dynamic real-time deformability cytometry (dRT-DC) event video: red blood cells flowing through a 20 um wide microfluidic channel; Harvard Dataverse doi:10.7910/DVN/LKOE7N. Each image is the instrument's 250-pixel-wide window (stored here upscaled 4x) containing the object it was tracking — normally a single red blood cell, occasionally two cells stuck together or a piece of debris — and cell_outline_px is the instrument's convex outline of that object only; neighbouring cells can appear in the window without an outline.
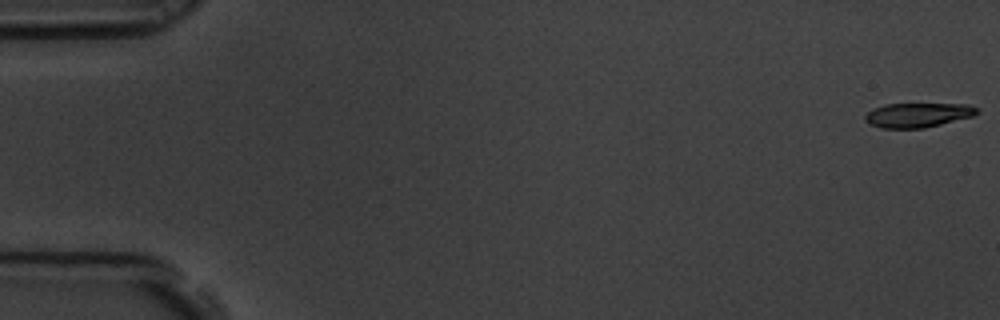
{"species": "common noctule bat (a hibernating species)", "species_latin": "Nyctalus noctula", "temperature_condition": "room temperature", "stored_images_in_passage": 59, "camera_frame_rate_fps": 3000, "um_per_image_px": 0.085, "animal": {"sex": "male", "body_mass_g": 19.5, "forearm_length_mm": 54.6}, "frame": {"image": 1, "passage_image": 1, "time_ms": 0.0, "image_size_px": [1000, 320], "cell_outline_px": [[980, 112], [972, 116], [924, 128], [880, 128], [868, 124], [864, 120], [864, 116], [872, 108], [884, 104], [968, 104], [980, 108]], "centroid_in_image_um": [77.99, 9.77], "position_along_channel_um": 7.0, "area_um2": 16.07}}
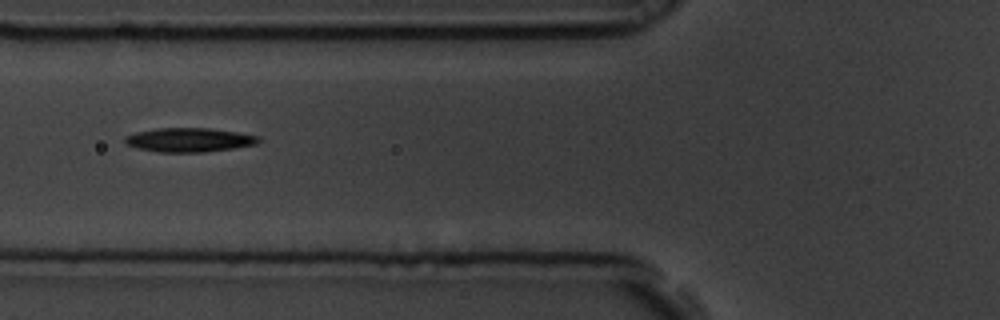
{"frame": {"image": 2, "passage_image": 23, "time_ms": 7.333, "image_size_px": [1000, 320], "cell_outline_px": [[260, 140], [256, 144], [232, 148], [204, 152], [156, 152], [136, 148], [124, 144], [124, 136], [136, 132], [156, 128], [208, 128], [236, 132], [260, 136]], "centroid_in_image_um": [16.02, 11.89], "position_along_channel_um": 109.8, "area_um2": 18.79}}
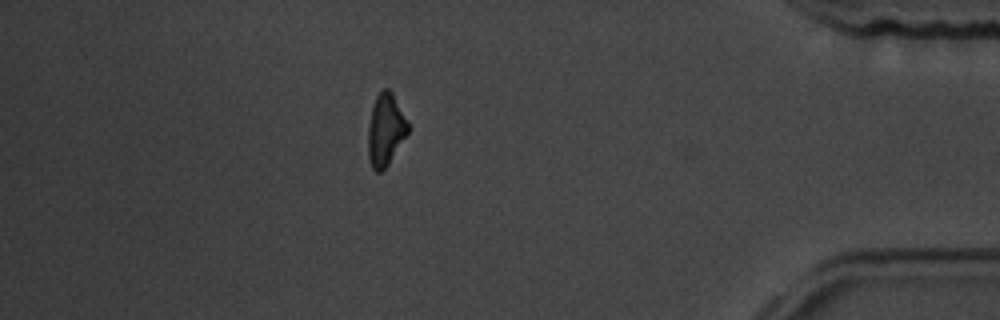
{"frame": {"image": 3, "passage_image": 52, "time_ms": 17.0, "image_size_px": [1000, 320], "cell_outline_px": [[412, 128], [388, 164], [380, 172], [376, 172], [372, 168], [368, 156], [368, 128], [372, 104], [376, 96], [384, 88], [388, 88], [392, 92]], "centroid_in_image_um": [32.79, 11.02], "position_along_channel_um": 402.4, "area_um2": 16.99}, "authors_computed_cell_mechanics": {"area_um2": 17.5134, "velocity_mm_per_s": 3.4527, "shape_relaxation_time_tau1_ms": 4.1901, "shape_relaxation_time_tau2_ms": null, "deformation_change_tau1": 0.1199, "deformation_change_tau2": null}}